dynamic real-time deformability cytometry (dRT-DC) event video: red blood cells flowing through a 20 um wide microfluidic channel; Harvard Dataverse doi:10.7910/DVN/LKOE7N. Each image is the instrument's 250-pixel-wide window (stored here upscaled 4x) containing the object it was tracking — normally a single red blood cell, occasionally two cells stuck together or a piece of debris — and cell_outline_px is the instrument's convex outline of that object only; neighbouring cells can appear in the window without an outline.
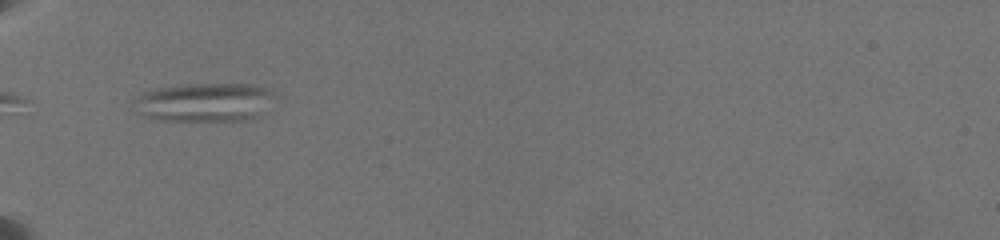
{"species": "common noctule bat (a hibernating species)", "species_latin": "Nyctalus noctula", "temperature_condition": "warm", "stored_images_in_passage": 11, "camera_frame_rate_fps": 3000, "um_per_image_px": 0.085, "animal": {"sex": "female", "body_mass_g": 19.5, "forearm_length_mm": 54.1}, "frame": {"image": 1, "passage_image": 1, "time_ms": 0.0, "image_size_px": [1000, 240], "cell_outline_px": [[276, 96], [256, 116], [240, 120], [160, 120], [144, 116], [136, 112], [132, 100], [140, 92], [156, 88], [180, 84], [252, 84], [272, 88]], "centroid_in_image_um": [17.31, 8.66], "position_along_channel_um": 67.7, "area_um2": 31.96}}